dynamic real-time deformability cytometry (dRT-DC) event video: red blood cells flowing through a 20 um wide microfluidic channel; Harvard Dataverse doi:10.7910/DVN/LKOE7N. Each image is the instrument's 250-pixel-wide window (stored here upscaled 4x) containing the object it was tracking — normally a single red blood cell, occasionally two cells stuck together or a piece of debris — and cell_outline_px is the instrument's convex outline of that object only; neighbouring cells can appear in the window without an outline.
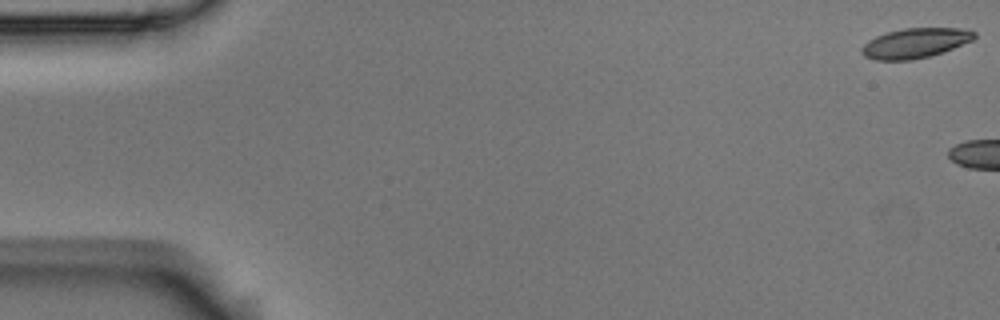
{"species": "Egyptian fruit bat (a non-hibernating species)", "species_latin": "Rousettus aegyptiacus", "temperature_condition": "room temperature", "stored_images_in_passage": 6, "camera_frame_rate_fps": 3000, "um_per_image_px": 0.085, "animal": {"sex": "male"}, "frame": {"image": 1, "passage_image": 1, "time_ms": 0.0, "image_size_px": [1000, 320], "cell_outline_px": [[976, 36], [972, 40], [952, 48], [928, 56], [912, 60], [876, 60], [864, 56], [860, 52], [860, 48], [868, 40], [876, 36], [888, 32], [904, 28], [960, 28], [976, 32]], "centroid_in_image_um": [77.74, 3.66], "position_along_channel_um": 7.3, "area_um2": 19.42}}